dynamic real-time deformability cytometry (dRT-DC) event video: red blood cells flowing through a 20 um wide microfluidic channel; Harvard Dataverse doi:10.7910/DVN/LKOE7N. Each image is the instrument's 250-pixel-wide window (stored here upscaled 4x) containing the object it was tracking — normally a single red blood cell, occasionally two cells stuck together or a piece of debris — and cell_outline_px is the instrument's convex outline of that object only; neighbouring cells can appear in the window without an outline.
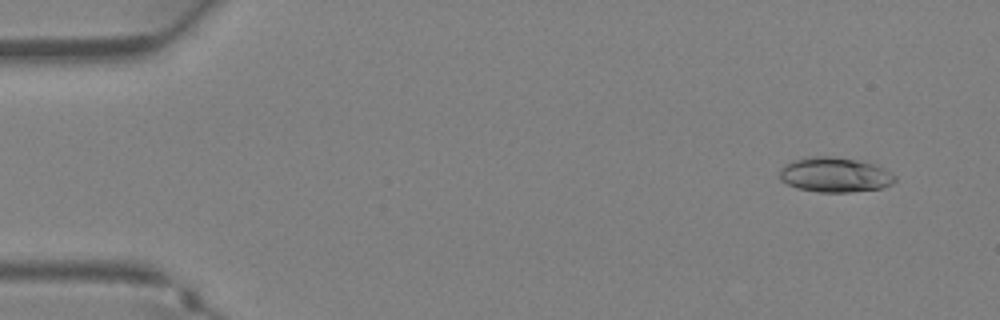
{"species": "Egyptian fruit bat (a non-hibernating species)", "species_latin": "Rousettus aegyptiacus", "temperature_condition": "warm", "stored_images_in_passage": 35, "camera_frame_rate_fps": 3000, "um_per_image_px": 0.085, "animal": {"sex": "female"}, "frame": {"image": 1, "passage_image": 1, "time_ms": 0.0, "image_size_px": [1000, 320], "cell_outline_px": [[896, 180], [892, 184], [880, 188], [848, 192], [820, 192], [796, 188], [780, 180], [780, 168], [784, 164], [792, 160], [808, 156], [836, 156], [856, 160], [872, 164], [884, 168], [892, 172], [896, 176]], "centroid_in_image_um": [70.94, 14.84], "position_along_channel_um": 14.1, "area_um2": 23.58}}
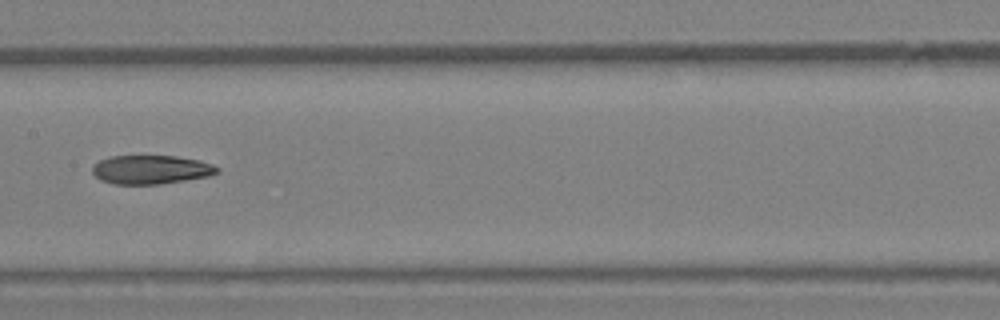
{"frame": {"image": 2, "passage_image": 17, "time_ms": 5.333, "image_size_px": [1000, 320], "cell_outline_px": [[220, 172], [208, 176], [160, 184], [116, 184], [100, 180], [92, 172], [92, 168], [100, 160], [112, 156], [176, 156], [200, 160], [212, 164], [220, 168]], "centroid_in_image_um": [12.86, 14.41], "position_along_channel_um": 194.5, "area_um2": 20.87}}
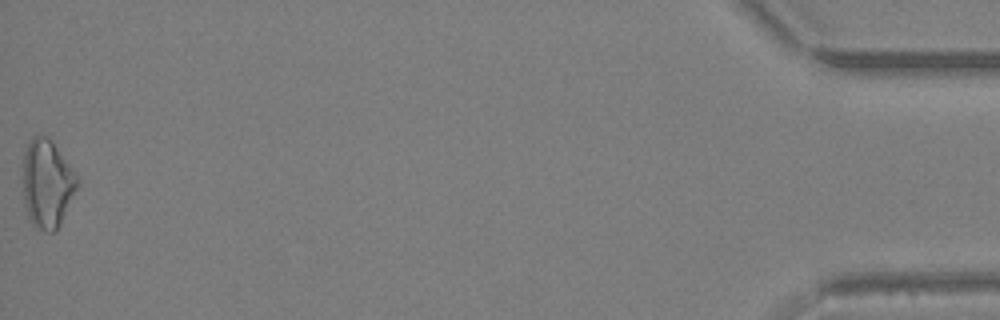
{"frame": {"image": 3, "passage_image": 35, "time_ms": 11.333, "image_size_px": [1000, 320], "cell_outline_px": [[76, 188], [60, 224], [56, 232], [48, 232], [36, 228], [32, 224], [28, 216], [24, 204], [24, 152], [32, 136], [48, 136], [52, 140], [76, 176]], "centroid_in_image_um": [3.97, 15.63], "position_along_channel_um": 431.2, "area_um2": 27.28}}